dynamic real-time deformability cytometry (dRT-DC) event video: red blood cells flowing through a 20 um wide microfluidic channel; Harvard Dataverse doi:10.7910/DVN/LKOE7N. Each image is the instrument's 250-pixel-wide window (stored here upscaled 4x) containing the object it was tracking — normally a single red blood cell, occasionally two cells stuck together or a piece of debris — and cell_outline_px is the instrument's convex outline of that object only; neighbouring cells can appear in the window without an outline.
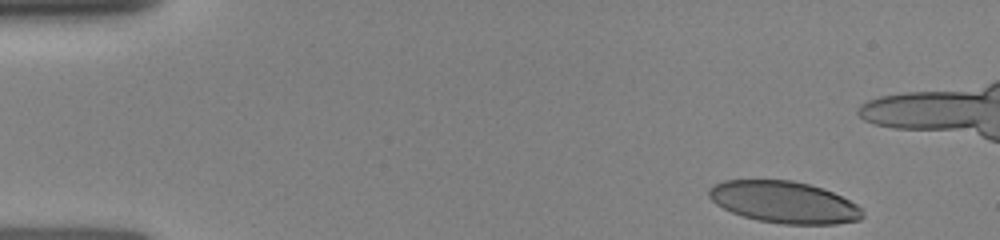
{"species": "human", "species_latin": "Homo sapiens", "temperature_condition": "room temperature", "stored_images_in_passage": 39, "camera_frame_rate_fps": 3000, "um_per_image_px": 0.085, "donor": {"sex": "female"}, "frame": {"image": 1, "passage_image": 1, "time_ms": 0.0, "image_size_px": [1000, 240], "cell_outline_px": [[864, 216], [860, 220], [836, 224], [784, 224], [756, 220], [732, 212], [716, 204], [708, 196], [708, 188], [724, 180], [792, 180], [824, 188], [856, 204], [864, 212]], "centroid_in_image_um": [66.65, 17.18], "position_along_channel_um": 18.3, "area_um2": 37.34}}
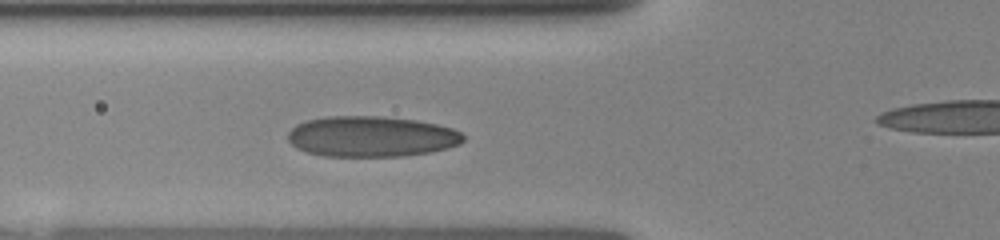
{"frame": {"image": 2, "passage_image": 25, "time_ms": 4.333, "image_size_px": [1000, 240], "cell_outline_px": [[464, 140], [460, 144], [432, 152], [400, 156], [324, 156], [308, 152], [296, 148], [288, 140], [288, 132], [296, 124], [308, 120], [324, 116], [380, 116], [416, 120], [436, 124], [452, 128], [460, 132], [464, 136]], "centroid_in_image_um": [31.56, 11.6], "position_along_channel_um": 94.2, "area_um2": 41.62}}
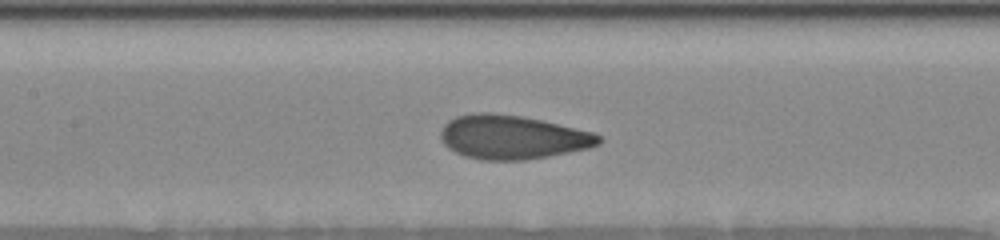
{"frame": {"image": 3, "passage_image": 35, "time_ms": 6.0, "image_size_px": [1000, 240], "cell_outline_px": [[604, 140], [600, 144], [588, 148], [548, 156], [524, 160], [484, 160], [464, 156], [448, 148], [440, 140], [440, 132], [444, 124], [448, 120], [456, 116], [472, 112], [492, 112], [520, 116], [540, 120], [592, 132], [600, 136]], "centroid_in_image_um": [43.51, 11.65], "position_along_channel_um": 163.9, "area_um2": 40.46}}